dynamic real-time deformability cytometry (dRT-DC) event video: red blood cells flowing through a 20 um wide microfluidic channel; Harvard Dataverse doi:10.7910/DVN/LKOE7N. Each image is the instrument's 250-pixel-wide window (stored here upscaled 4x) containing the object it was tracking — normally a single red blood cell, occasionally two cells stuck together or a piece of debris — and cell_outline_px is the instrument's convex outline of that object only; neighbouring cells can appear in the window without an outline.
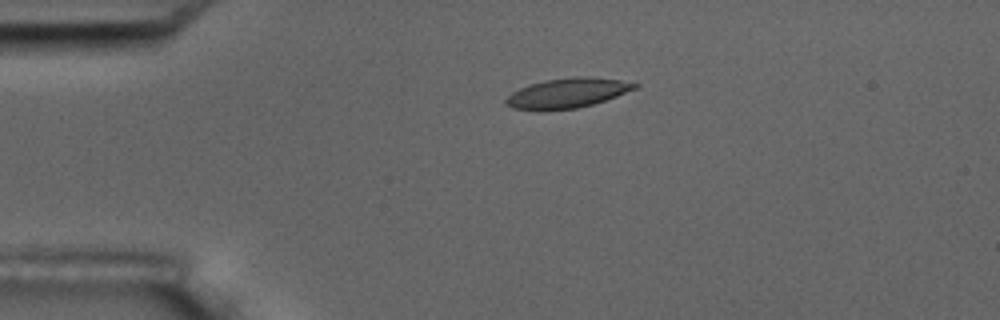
{"species": "common noctule bat (a hibernating species)", "species_latin": "Nyctalus noctula", "temperature_condition": "room temperature", "stored_images_in_passage": 5, "camera_frame_rate_fps": 3000, "um_per_image_px": 0.085, "animal": {"sex": "male", "body_mass_g": 17.5, "forearm_length_mm": 52.3}, "frame": {"image": 1, "passage_image": 4, "time_ms": 3.667, "image_size_px": [1000, 320], "cell_outline_px": [[640, 84], [636, 88], [616, 96], [592, 104], [576, 108], [540, 112], [512, 108], [504, 104], [504, 100], [512, 92], [520, 88], [544, 80], [576, 76], [588, 76], [620, 80]], "centroid_in_image_um": [48.16, 7.93], "position_along_channel_um": 36.8, "area_um2": 22.54}}